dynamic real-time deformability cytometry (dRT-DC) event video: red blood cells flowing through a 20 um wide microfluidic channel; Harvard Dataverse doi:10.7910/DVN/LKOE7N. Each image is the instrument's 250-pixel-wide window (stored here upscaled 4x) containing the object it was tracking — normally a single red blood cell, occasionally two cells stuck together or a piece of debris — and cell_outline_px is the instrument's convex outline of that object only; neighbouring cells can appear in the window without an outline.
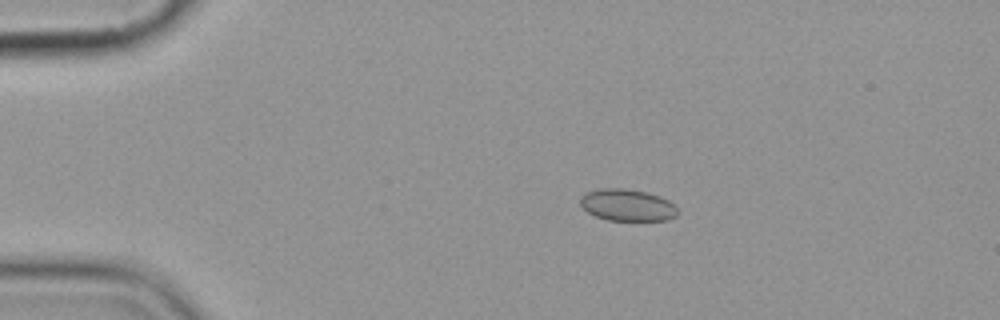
{"species": "common noctule bat (a hibernating species)", "species_latin": "Nyctalus noctula", "temperature_condition": "cold", "stored_images_in_passage": 8, "camera_frame_rate_fps": 3000, "um_per_image_px": 0.085, "animal": {"sex": "female", "body_mass_g": 19.9}, "frame": {"image": 1, "passage_image": 3, "time_ms": 3.0, "image_size_px": [1000, 320], "cell_outline_px": [[676, 216], [668, 220], [608, 220], [596, 216], [588, 212], [580, 204], [580, 196], [588, 192], [600, 188], [624, 188], [648, 192], [660, 196], [668, 200], [676, 208]], "centroid_in_image_um": [53.31, 17.42], "position_along_channel_um": 31.7, "area_um2": 17.98}}
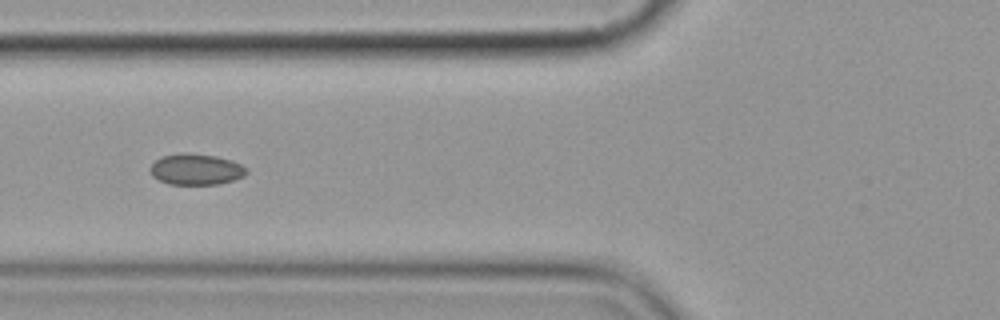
{"frame": {"image": 2, "passage_image": 6, "time_ms": 6.667, "image_size_px": [1000, 320], "cell_outline_px": [[248, 172], [244, 176], [232, 180], [216, 184], [168, 184], [152, 176], [148, 168], [160, 156], [184, 152], [188, 152], [216, 156], [232, 160], [248, 168]], "centroid_in_image_um": [16.65, 14.38], "position_along_channel_um": 109.2, "area_um2": 17.57}}
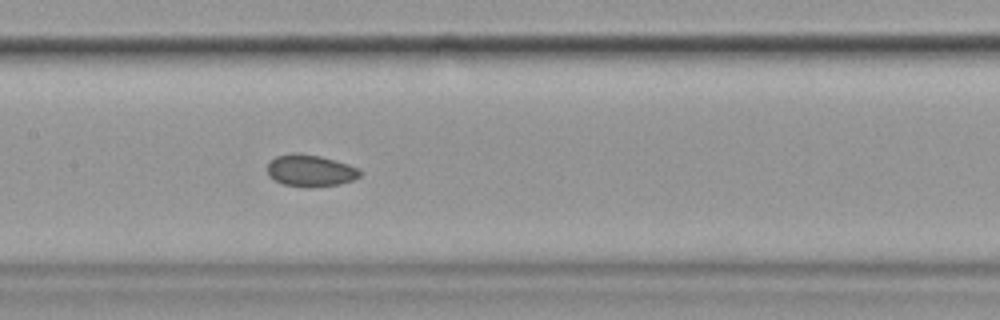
{"frame": {"image": 3, "passage_image": 8, "time_ms": 8.667, "image_size_px": [1000, 320], "cell_outline_px": [[364, 172], [360, 176], [352, 180], [340, 184], [312, 188], [308, 188], [284, 184], [272, 180], [268, 176], [268, 164], [276, 156], [292, 152], [300, 152], [320, 156], [336, 160], [360, 168]], "centroid_in_image_um": [26.4, 14.5], "position_along_channel_um": 181.0, "area_um2": 17.63}}